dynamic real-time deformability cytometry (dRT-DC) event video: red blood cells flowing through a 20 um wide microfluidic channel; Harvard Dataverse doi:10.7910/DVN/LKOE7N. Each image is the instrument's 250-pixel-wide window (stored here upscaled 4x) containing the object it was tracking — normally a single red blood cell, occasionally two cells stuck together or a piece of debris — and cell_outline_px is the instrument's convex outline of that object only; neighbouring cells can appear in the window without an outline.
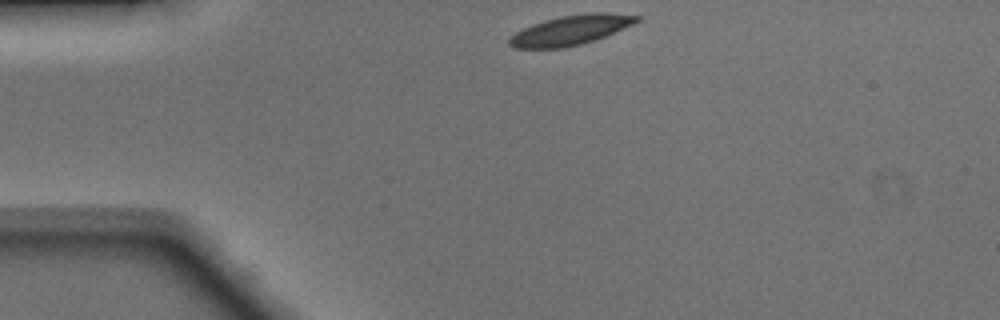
{"species": "Egyptian fruit bat (a non-hibernating species)", "species_latin": "Rousettus aegyptiacus", "temperature_condition": "warm", "stored_images_in_passage": 39, "camera_frame_rate_fps": 3000, "um_per_image_px": 0.085, "animal": {"sex": "male"}, "frame": {"image": 1, "passage_image": 1, "time_ms": 0.0, "image_size_px": [1000, 320], "cell_outline_px": [[640, 20], [632, 24], [596, 40], [564, 48], [512, 48], [508, 44], [508, 40], [516, 32], [532, 24], [544, 20], [560, 16], [588, 12], [608, 12], [640, 16]], "centroid_in_image_um": [48.5, 2.55], "position_along_channel_um": 36.5, "area_um2": 22.02}}
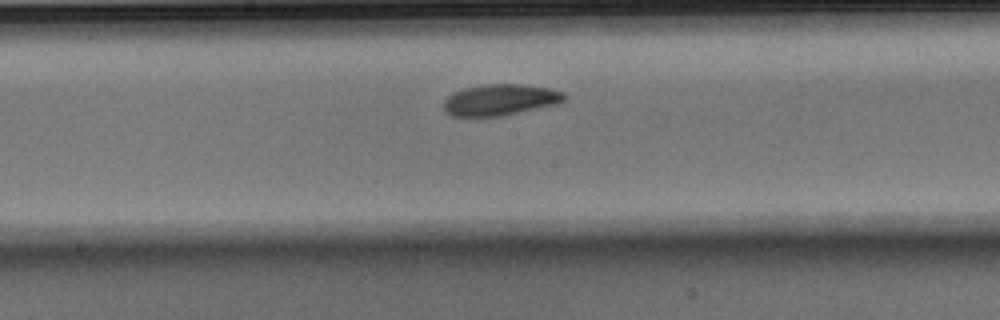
{"frame": {"image": 2, "passage_image": 16, "time_ms": 5.0, "image_size_px": [1000, 320], "cell_outline_px": [[568, 96], [564, 100], [556, 104], [500, 116], [452, 116], [444, 112], [444, 100], [452, 92], [464, 88], [484, 84], [520, 84], [548, 88], [564, 92]], "centroid_in_image_um": [42.49, 8.48], "position_along_channel_um": 205.7, "area_um2": 21.91}}
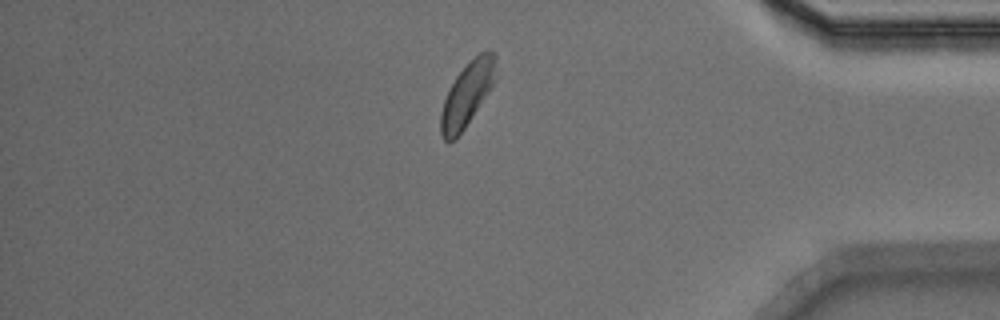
{"frame": {"image": 3, "passage_image": 32, "time_ms": 10.333, "image_size_px": [1000, 320], "cell_outline_px": [[496, 80], [456, 140], [448, 144], [444, 140], [440, 132], [440, 112], [444, 100], [456, 76], [484, 48], [488, 48], [496, 56]], "centroid_in_image_um": [39.71, 8.02], "position_along_channel_um": 395.5, "area_um2": 20.4}, "authors_computed_cell_mechanics": {"area_um2": 21.4438, "velocity_mm_per_s": 4.0971, "shape_relaxation_time_tau1_ms": 2.1192, "shape_relaxation_time_tau2_ms": 3.5914, "deformation_change_tau1": 0.0951, "deformation_change_tau2": 0.1004}}